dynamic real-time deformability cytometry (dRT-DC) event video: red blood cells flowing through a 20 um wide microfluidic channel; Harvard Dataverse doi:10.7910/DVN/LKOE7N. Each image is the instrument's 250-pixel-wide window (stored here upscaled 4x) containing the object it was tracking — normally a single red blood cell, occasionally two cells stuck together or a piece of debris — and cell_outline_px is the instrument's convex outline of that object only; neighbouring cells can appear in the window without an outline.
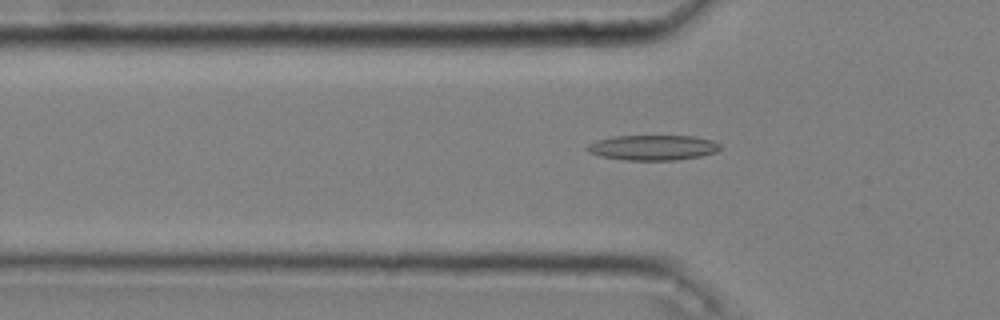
{"species": "common noctule bat (a hibernating species)", "species_latin": "Nyctalus noctula", "temperature_condition": "cold", "stored_images_in_passage": 47, "camera_frame_rate_fps": 3000, "um_per_image_px": 0.085, "animal": {"sex": "male", "body_mass_g": 20.4}, "frame": {"image": 1, "passage_image": 14, "time_ms": 4.333, "image_size_px": [1000, 320], "cell_outline_px": [[720, 148], [716, 152], [700, 156], [676, 160], [628, 160], [600, 156], [588, 152], [584, 148], [588, 144], [596, 140], [612, 136], [696, 136], [712, 140], [720, 144]], "centroid_in_image_um": [55.47, 12.54], "position_along_channel_um": 70.3, "area_um2": 19.59}}
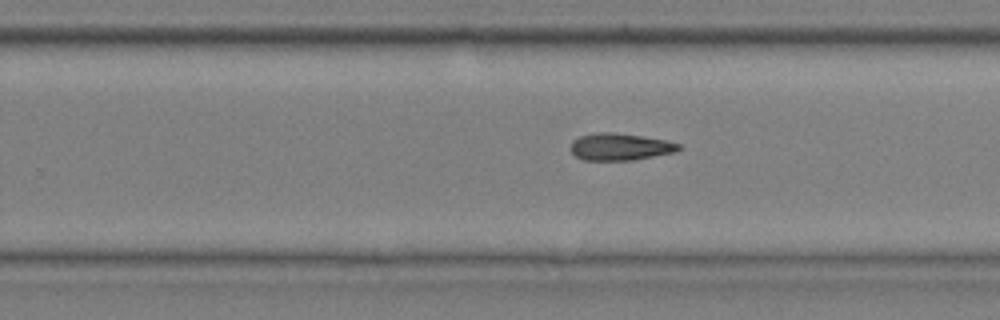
{"frame": {"image": 2, "passage_image": 31, "time_ms": 10.0, "image_size_px": [1000, 320], "cell_outline_px": [[684, 148], [676, 152], [632, 160], [584, 160], [576, 156], [572, 152], [572, 140], [580, 136], [596, 132], [612, 132], [640, 136], [664, 140], [680, 144]], "centroid_in_image_um": [52.73, 12.48], "position_along_channel_um": 277.1, "area_um2": 16.94}}
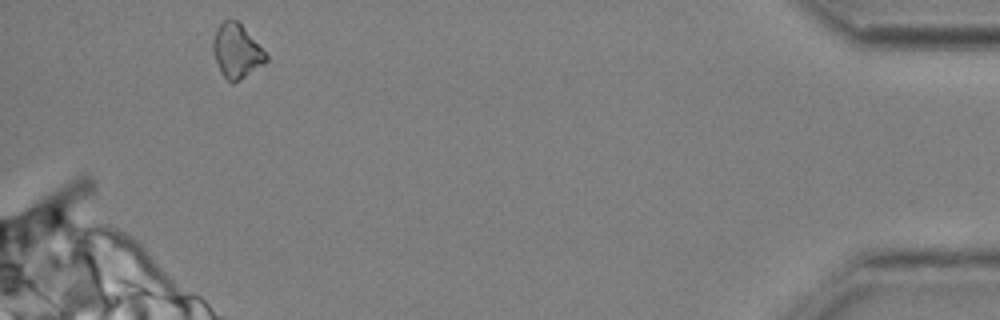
{"frame": {"image": 3, "passage_image": 47, "time_ms": 15.333, "image_size_px": [1000, 320], "cell_outline_px": [[268, 60], [264, 64], [240, 80], [232, 84], [220, 72], [212, 48], [212, 40], [216, 28], [224, 20], [236, 20], [244, 28], [268, 56]], "centroid_in_image_um": [20.09, 4.36], "position_along_channel_um": 415.1, "area_um2": 16.47}}